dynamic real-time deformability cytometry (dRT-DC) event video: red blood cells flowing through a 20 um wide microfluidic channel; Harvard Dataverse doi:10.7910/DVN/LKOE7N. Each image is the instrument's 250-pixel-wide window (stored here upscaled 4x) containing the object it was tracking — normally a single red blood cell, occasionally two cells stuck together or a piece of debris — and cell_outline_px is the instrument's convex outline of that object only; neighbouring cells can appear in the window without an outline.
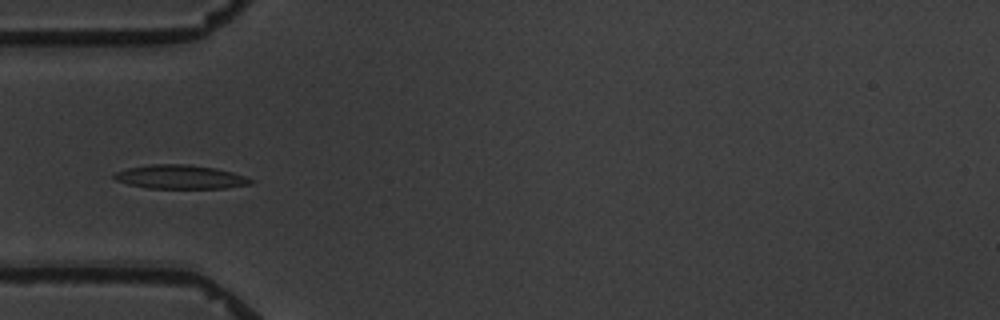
{"species": "common noctule bat (a hibernating species)", "species_latin": "Nyctalus noctula", "temperature_condition": "warm", "stored_images_in_passage": 9, "camera_frame_rate_fps": 3000, "um_per_image_px": 0.085, "animal": {"sex": "male", "body_mass_g": 19.5, "forearm_length_mm": 54.6}, "frame": {"image": 1, "passage_image": 4, "time_ms": 4.0, "image_size_px": [1000, 320], "cell_outline_px": [[256, 180], [252, 184], [224, 188], [148, 188], [128, 184], [116, 180], [112, 176], [116, 172], [128, 168], [148, 164], [184, 164], [216, 168], [232, 172]], "centroid_in_image_um": [15.34, 15.04], "position_along_channel_um": 69.7, "area_um2": 18.96}}
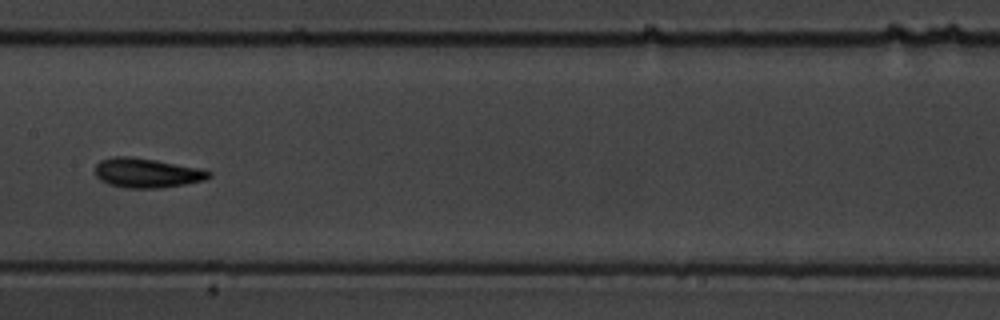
{"frame": {"image": 2, "passage_image": 7, "time_ms": 7.667, "image_size_px": [1000, 320], "cell_outline_px": [[212, 176], [204, 180], [184, 184], [160, 188], [128, 188], [108, 184], [100, 180], [96, 176], [96, 164], [100, 160], [116, 156], [128, 156], [156, 160], [200, 168], [212, 172]], "centroid_in_image_um": [12.48, 14.7], "position_along_channel_um": 194.9, "area_um2": 19.54}}
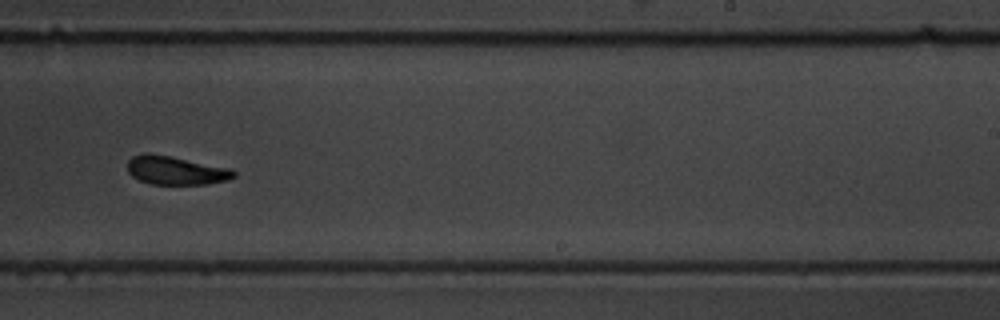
{"frame": {"image": 3, "passage_image": 9, "time_ms": 10.0, "image_size_px": [1000, 320], "cell_outline_px": [[236, 176], [228, 180], [208, 184], [152, 184], [140, 180], [132, 176], [128, 172], [128, 160], [132, 156], [144, 152], [172, 156], [232, 168], [236, 172]], "centroid_in_image_um": [14.97, 14.47], "position_along_channel_um": 274.0, "area_um2": 17.92}}